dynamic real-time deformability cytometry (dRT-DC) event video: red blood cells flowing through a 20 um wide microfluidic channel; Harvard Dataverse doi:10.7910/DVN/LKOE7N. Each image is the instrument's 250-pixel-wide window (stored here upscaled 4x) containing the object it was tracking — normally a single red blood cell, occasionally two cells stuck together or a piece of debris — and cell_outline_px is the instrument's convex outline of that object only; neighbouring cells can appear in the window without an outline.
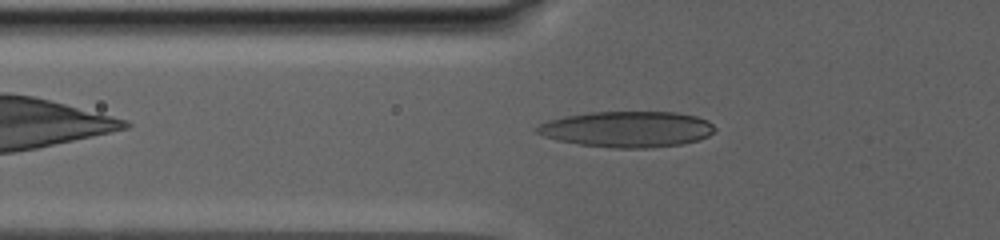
{"species": "human", "species_latin": "Homo sapiens", "temperature_condition": "warm", "stored_images_in_passage": 85, "camera_frame_rate_fps": 3000, "um_per_image_px": 0.085, "donor": {"sex": "male"}, "frame": {"image": 1, "passage_image": 21, "time_ms": 3.333, "image_size_px": [1000, 240], "cell_outline_px": [[716, 128], [708, 136], [700, 140], [680, 144], [648, 148], [612, 148], [580, 144], [560, 140], [544, 136], [536, 132], [536, 128], [540, 124], [548, 120], [588, 112], [676, 112], [696, 116], [708, 120]], "centroid_in_image_um": [53.35, 10.98], "position_along_channel_um": 72.5, "area_um2": 37.05}}
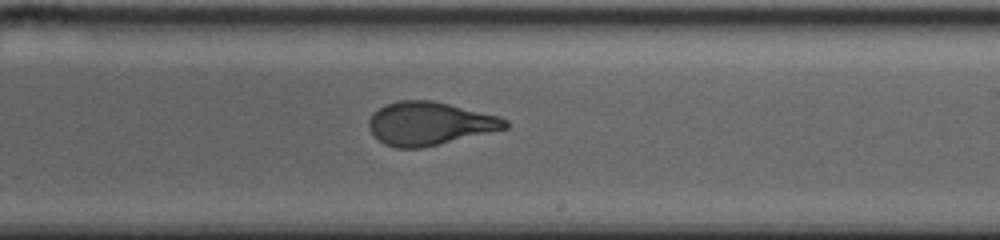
{"frame": {"image": 2, "passage_image": 53, "time_ms": 10.333, "image_size_px": [1000, 240], "cell_outline_px": [[508, 128], [420, 148], [396, 148], [384, 144], [372, 132], [368, 124], [368, 120], [372, 112], [384, 104], [400, 100], [432, 100], [496, 116], [508, 120]], "centroid_in_image_um": [36.46, 10.49], "position_along_channel_um": 252.5, "area_um2": 33.93}}
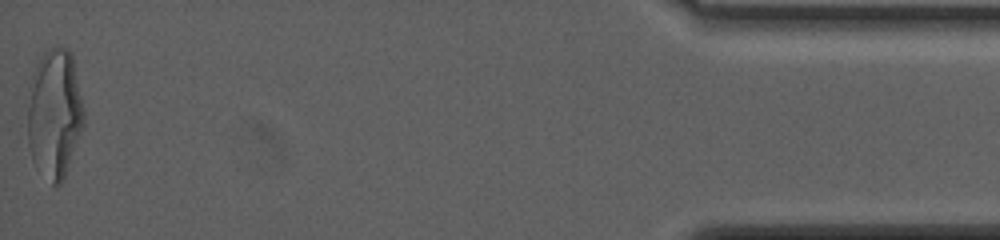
{"frame": {"image": 3, "passage_image": 84, "time_ms": 20.0, "image_size_px": [1000, 240], "cell_outline_px": [[84, 124], [64, 180], [60, 184], [52, 184], [32, 160], [28, 144], [28, 88], [32, 72], [36, 64], [44, 52], [48, 48], [56, 44], [68, 48], [72, 56], [84, 112]], "centroid_in_image_um": [4.62, 9.61], "position_along_channel_um": 430.6, "area_um2": 42.6}, "authors_computed_cell_mechanics": {"area_um2": 35.0268, "velocity_mm_per_s": 2.6231, "shape_relaxation_time_tau1_ms": 9.2921, "shape_relaxation_time_tau2_ms": 1.2154, "deformation_change_tau1": 0.2829, "deformation_change_tau2": 0.0839}}